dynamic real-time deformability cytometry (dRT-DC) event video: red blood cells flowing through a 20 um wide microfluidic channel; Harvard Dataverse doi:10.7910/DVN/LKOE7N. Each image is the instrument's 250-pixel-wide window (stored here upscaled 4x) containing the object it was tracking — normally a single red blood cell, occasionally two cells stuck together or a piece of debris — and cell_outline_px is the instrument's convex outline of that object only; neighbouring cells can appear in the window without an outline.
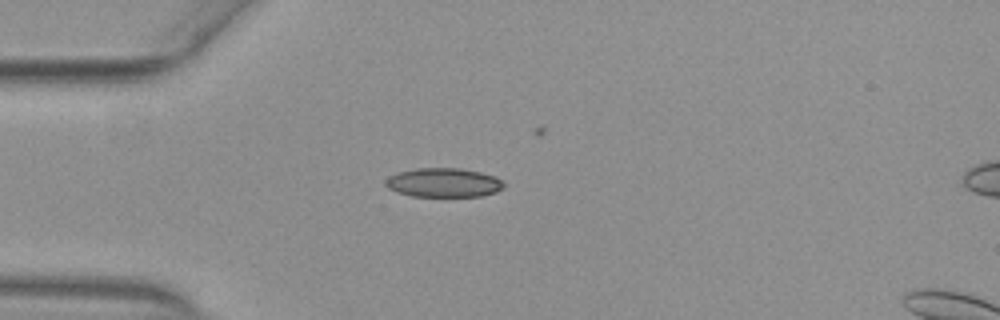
{"species": "common noctule bat (a hibernating species)", "species_latin": "Nyctalus noctula", "temperature_condition": "warm", "stored_images_in_passage": 8, "camera_frame_rate_fps": 3000, "um_per_image_px": 0.085, "animal": {"sex": "female", "body_mass_g": 29.2, "forearm_length_mm": 56.3}, "frame": {"image": 1, "passage_image": 3, "time_ms": 0.667, "image_size_px": [1000, 320], "cell_outline_px": [[504, 188], [496, 192], [480, 196], [412, 196], [396, 192], [388, 188], [384, 184], [384, 180], [388, 176], [396, 172], [416, 168], [460, 168], [480, 172], [496, 176], [504, 184]], "centroid_in_image_um": [37.67, 15.51], "position_along_channel_um": 47.3, "area_um2": 20.23}}
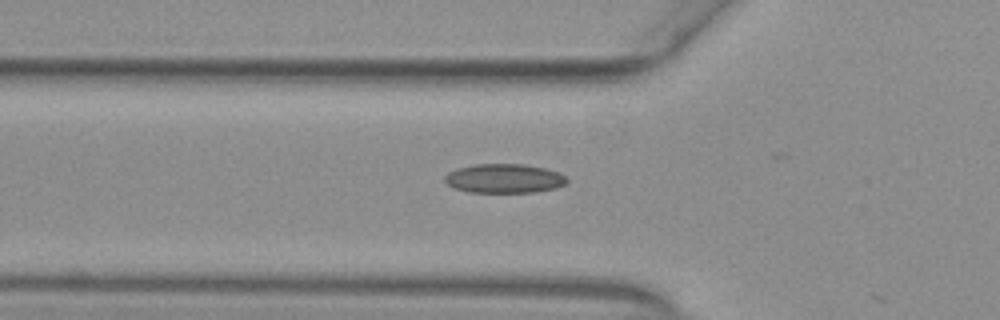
{"frame": {"image": 2, "passage_image": 7, "time_ms": 2.0, "image_size_px": [1000, 320], "cell_outline_px": [[568, 180], [564, 184], [556, 188], [532, 192], [468, 192], [456, 188], [448, 184], [444, 180], [444, 176], [448, 172], [456, 168], [476, 164], [524, 164], [544, 168], [556, 172], [564, 176]], "centroid_in_image_um": [42.82, 15.16], "position_along_channel_um": 83.0, "area_um2": 20.58}}